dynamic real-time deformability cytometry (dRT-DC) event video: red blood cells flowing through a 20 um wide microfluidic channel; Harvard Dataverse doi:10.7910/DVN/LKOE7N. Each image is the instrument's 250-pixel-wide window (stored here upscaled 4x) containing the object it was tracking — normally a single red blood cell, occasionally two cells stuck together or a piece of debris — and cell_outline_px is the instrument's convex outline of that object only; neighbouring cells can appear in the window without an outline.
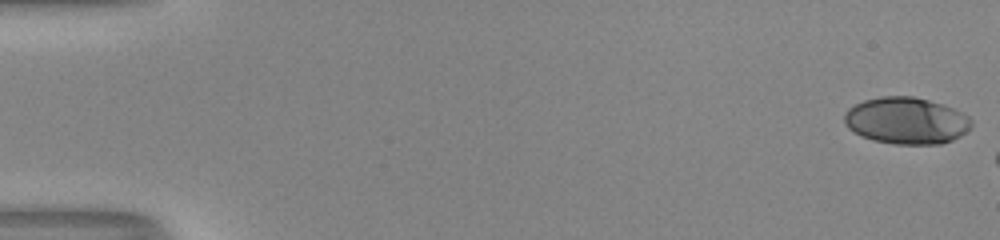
{"species": "human", "species_latin": "Homo sapiens", "temperature_condition": "room temperature", "stored_images_in_passage": 8, "camera_frame_rate_fps": 3000, "um_per_image_px": 0.085, "donor": {"sex": "male"}, "frame": {"image": 1, "passage_image": 1, "time_ms": 0.0, "image_size_px": [1000, 240], "cell_outline_px": [[972, 124], [960, 136], [952, 140], [940, 144], [892, 144], [872, 140], [848, 128], [844, 124], [844, 116], [848, 108], [864, 100], [880, 96], [912, 96], [928, 100], [952, 108], [968, 116], [972, 120]], "centroid_in_image_um": [77.01, 10.26], "position_along_channel_um": 8.0, "area_um2": 34.39}}